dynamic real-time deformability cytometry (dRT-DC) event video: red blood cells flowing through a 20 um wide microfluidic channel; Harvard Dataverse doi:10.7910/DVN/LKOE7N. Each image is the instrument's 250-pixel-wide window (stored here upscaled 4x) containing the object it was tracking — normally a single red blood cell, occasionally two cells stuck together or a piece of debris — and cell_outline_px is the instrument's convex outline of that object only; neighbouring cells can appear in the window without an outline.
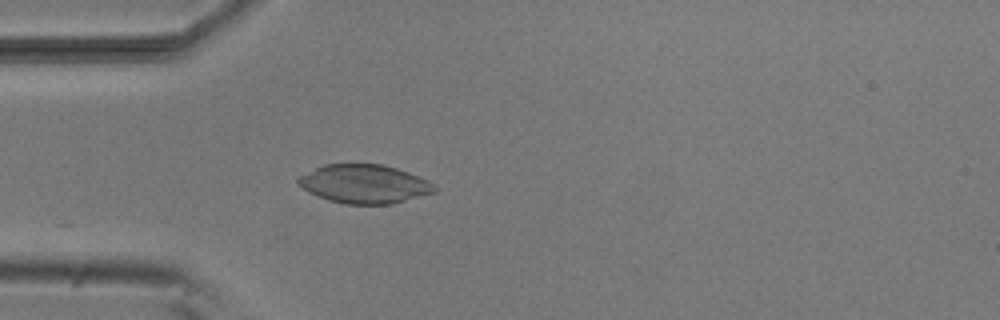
{"species": "common noctule bat (a hibernating species)", "species_latin": "Nyctalus noctula", "temperature_condition": "room temperature", "stored_images_in_passage": 37, "camera_frame_rate_fps": 3000, "um_per_image_px": 0.085, "animal": {"sex": "male", "body_mass_g": 20.5, "forearm_length_mm": 52.5}, "frame": {"image": 1, "passage_image": 15, "time_ms": 4.667, "image_size_px": [1000, 320], "cell_outline_px": [[436, 192], [392, 204], [344, 204], [328, 200], [316, 196], [308, 192], [296, 184], [296, 180], [300, 176], [324, 164], [380, 164], [396, 168], [408, 172], [428, 180], [436, 184]], "centroid_in_image_um": [30.97, 15.64], "position_along_channel_um": 54.0, "area_um2": 30.87}}
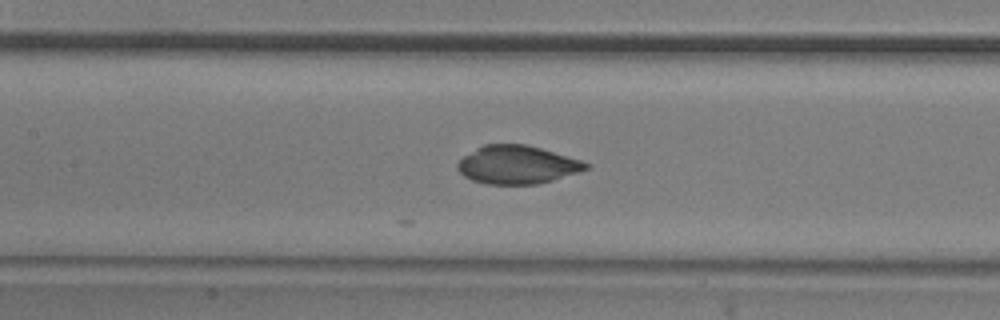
{"frame": {"image": 2, "passage_image": 24, "time_ms": 7.667, "image_size_px": [1000, 320], "cell_outline_px": [[592, 168], [552, 180], [536, 184], [488, 184], [472, 180], [464, 176], [456, 168], [456, 164], [464, 156], [476, 148], [484, 144], [524, 144], [540, 148], [580, 160], [592, 164]], "centroid_in_image_um": [43.97, 14.0], "position_along_channel_um": 163.4, "area_um2": 28.5}}
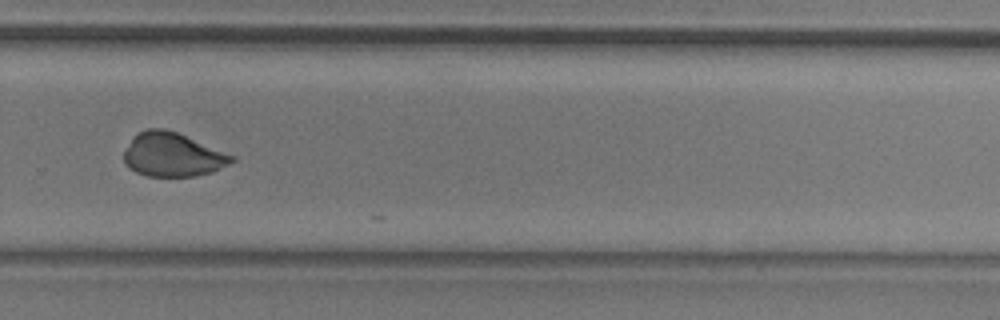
{"frame": {"image": 3, "passage_image": 36, "time_ms": 11.667, "image_size_px": [1000, 320], "cell_outline_px": [[236, 160], [212, 172], [192, 176], [148, 176], [136, 172], [128, 168], [124, 164], [124, 152], [132, 136], [136, 132], [148, 128], [164, 128], [176, 132], [236, 156]], "centroid_in_image_um": [14.64, 13.14], "position_along_channel_um": 315.2, "area_um2": 27.63}}